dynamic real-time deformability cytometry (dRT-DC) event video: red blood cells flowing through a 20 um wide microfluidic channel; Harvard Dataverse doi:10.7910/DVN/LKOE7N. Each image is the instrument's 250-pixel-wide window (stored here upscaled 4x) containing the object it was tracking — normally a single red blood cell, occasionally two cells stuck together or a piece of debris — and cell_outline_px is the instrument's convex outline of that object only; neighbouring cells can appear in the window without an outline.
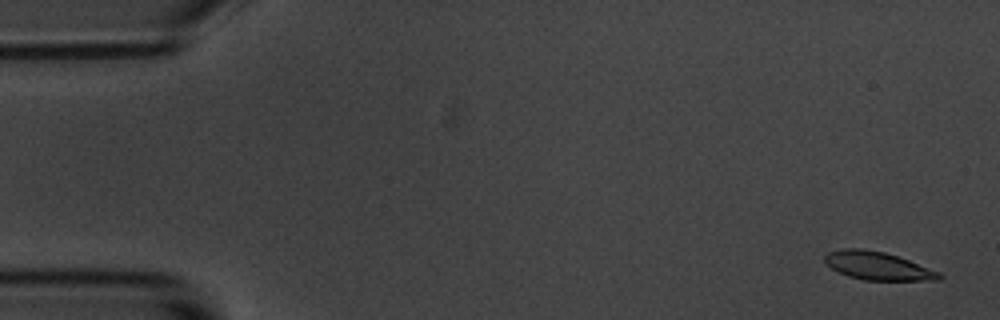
{"species": "common noctule bat (a hibernating species)", "species_latin": "Nyctalus noctula", "temperature_condition": "room temperature", "stored_images_in_passage": 5, "camera_frame_rate_fps": 3000, "um_per_image_px": 0.085, "animal": {"sex": "male", "body_mass_g": 20.1, "forearm_length_mm": 53.5}, "frame": {"image": 1, "passage_image": 1, "time_ms": 0.0, "image_size_px": [1000, 320], "cell_outline_px": [[944, 276], [940, 280], [864, 280], [848, 276], [832, 268], [824, 260], [824, 256], [828, 252], [844, 248], [860, 248], [884, 252], [908, 260], [940, 272]], "centroid_in_image_um": [74.61, 22.6], "position_along_channel_um": 10.4, "area_um2": 18.55}}
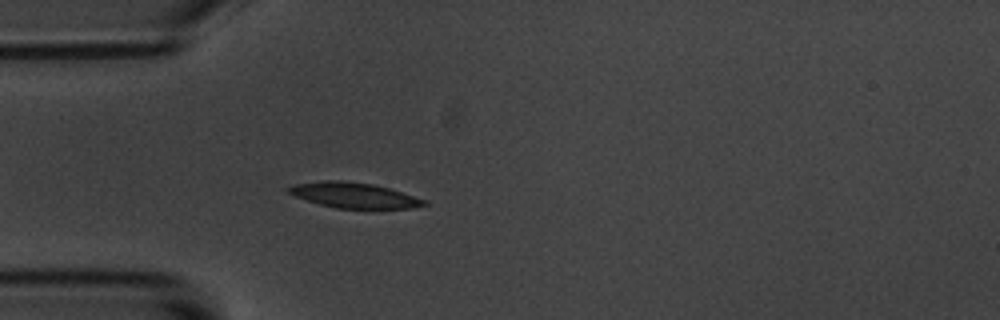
{"frame": {"image": 2, "passage_image": 5, "time_ms": 4.667, "image_size_px": [1000, 320], "cell_outline_px": [[428, 204], [412, 208], [336, 208], [320, 204], [296, 196], [288, 192], [284, 188], [292, 184], [320, 180], [344, 180], [372, 184], [388, 188], [428, 200]], "centroid_in_image_um": [30.06, 16.58], "position_along_channel_um": 54.9, "area_um2": 20.06}}